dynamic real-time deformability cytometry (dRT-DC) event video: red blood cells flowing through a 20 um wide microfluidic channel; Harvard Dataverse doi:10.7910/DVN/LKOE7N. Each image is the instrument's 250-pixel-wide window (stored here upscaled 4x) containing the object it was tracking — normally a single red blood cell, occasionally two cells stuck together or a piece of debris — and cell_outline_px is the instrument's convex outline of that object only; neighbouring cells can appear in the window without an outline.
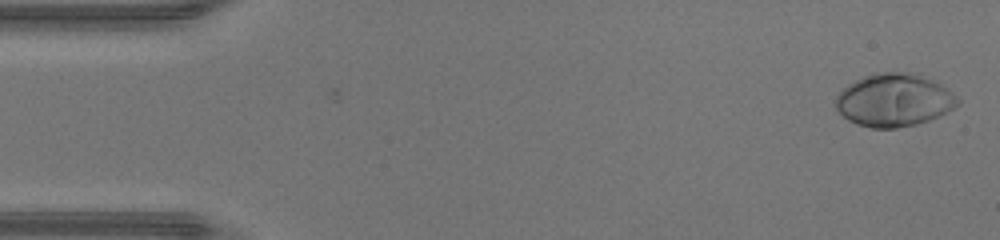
{"species": "human", "species_latin": "Homo sapiens", "temperature_condition": "warm", "stored_images_in_passage": 46, "camera_frame_rate_fps": 3000, "um_per_image_px": 0.085, "donor": {"sex": "male"}, "frame": {"image": 1, "passage_image": 1, "time_ms": 0.0, "image_size_px": [1000, 240], "cell_outline_px": [[960, 104], [940, 116], [916, 124], [896, 128], [872, 128], [856, 124], [848, 120], [836, 108], [836, 96], [848, 84], [864, 76], [880, 72], [916, 72], [940, 84], [952, 92], [960, 100]], "centroid_in_image_um": [76.01, 8.51], "position_along_channel_um": 9.0, "area_um2": 37.57}}
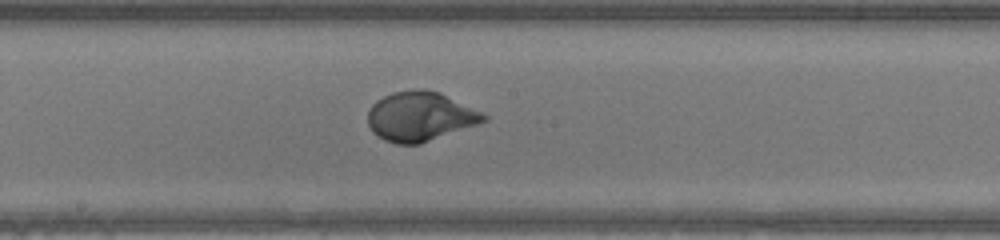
{"frame": {"image": 2, "passage_image": 24, "time_ms": 7.667, "image_size_px": [1000, 240], "cell_outline_px": [[488, 120], [420, 144], [396, 144], [384, 140], [372, 132], [368, 124], [368, 112], [372, 104], [376, 100], [392, 92], [416, 88], [424, 88], [440, 92], [488, 116]], "centroid_in_image_um": [35.67, 9.89], "position_along_channel_um": 212.5, "area_um2": 33.29}}
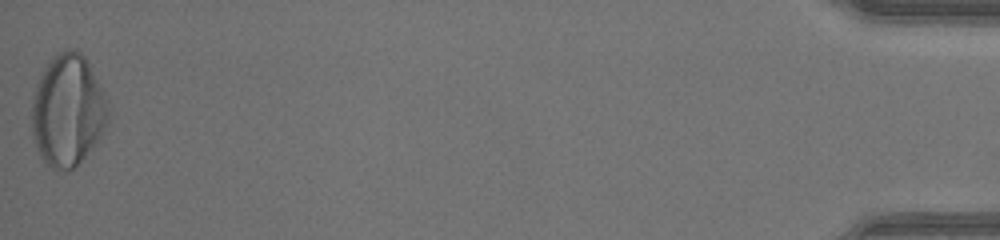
{"frame": {"image": 3, "passage_image": 46, "time_ms": 15.0, "image_size_px": [1000, 240], "cell_outline_px": [[112, 104], [108, 116], [92, 148], [68, 172], [52, 168], [40, 156], [36, 148], [32, 132], [32, 100], [36, 84], [44, 68], [52, 56], [56, 52], [68, 48], [76, 48], [84, 56]], "centroid_in_image_um": [5.76, 9.34], "position_along_channel_um": 429.4, "area_um2": 49.82}, "authors_computed_cell_mechanics": {"area_um2": 33.8997, "velocity_mm_per_s": 4.4306, "shape_relaxation_time_tau1_ms": 2.7046, "shape_relaxation_time_tau2_ms": null, "deformation_change_tau1": 0.2142, "deformation_change_tau2": null}}